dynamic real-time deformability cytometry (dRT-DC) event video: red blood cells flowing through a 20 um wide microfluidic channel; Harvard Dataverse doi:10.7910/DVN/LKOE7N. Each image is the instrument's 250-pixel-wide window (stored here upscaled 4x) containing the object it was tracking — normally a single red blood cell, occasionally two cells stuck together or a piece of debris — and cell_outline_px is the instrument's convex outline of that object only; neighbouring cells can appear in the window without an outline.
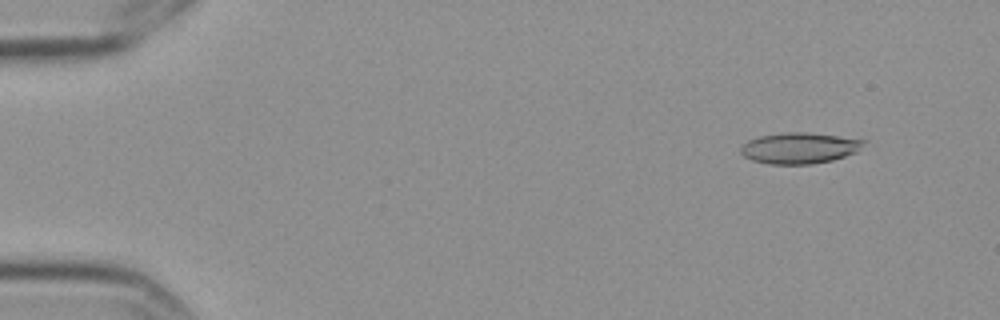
{"species": "Egyptian fruit bat (a non-hibernating species)", "species_latin": "Rousettus aegyptiacus", "temperature_condition": "cold", "stored_images_in_passage": 5, "camera_frame_rate_fps": 3000, "um_per_image_px": 0.085, "frame": {"image": 1, "passage_image": 1, "time_ms": 0.0, "image_size_px": [1000, 320], "cell_outline_px": [[868, 140], [856, 152], [832, 160], [812, 164], [768, 164], [752, 160], [744, 156], [740, 152], [740, 148], [748, 140], [760, 136], [788, 132], [804, 132]], "centroid_in_image_um": [67.94, 12.59], "position_along_channel_um": 17.1, "area_um2": 22.02}}
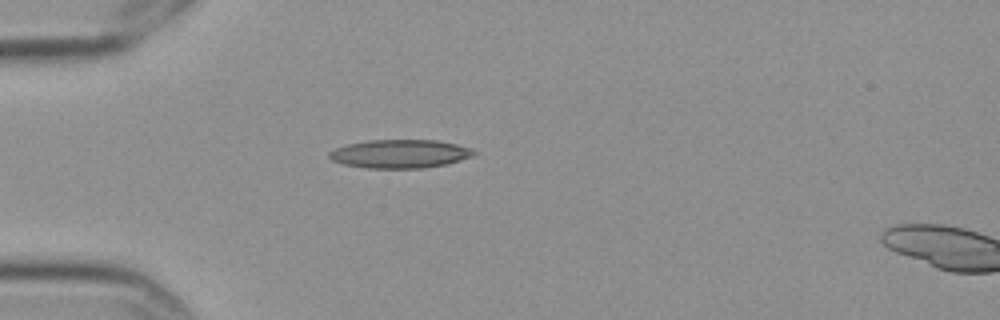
{"frame": {"image": 2, "passage_image": 4, "time_ms": 1.0, "image_size_px": [1000, 320], "cell_outline_px": [[476, 152], [472, 156], [460, 160], [444, 164], [420, 168], [364, 168], [344, 164], [332, 160], [328, 156], [328, 152], [336, 148], [348, 144], [368, 140], [436, 140], [456, 144], [468, 148]], "centroid_in_image_um": [33.95, 13.07], "position_along_channel_um": 51.1, "area_um2": 23.76}}